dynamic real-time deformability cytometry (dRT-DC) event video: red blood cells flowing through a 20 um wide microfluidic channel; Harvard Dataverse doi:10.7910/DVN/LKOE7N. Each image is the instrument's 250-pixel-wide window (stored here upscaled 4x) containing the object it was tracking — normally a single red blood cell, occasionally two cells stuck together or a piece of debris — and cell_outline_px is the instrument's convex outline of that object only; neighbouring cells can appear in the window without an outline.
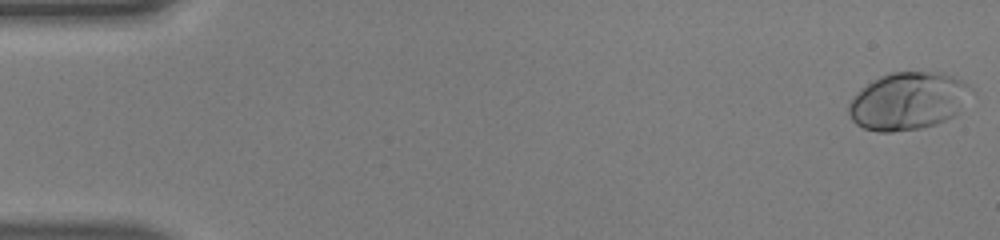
{"species": "human", "species_latin": "Homo sapiens", "temperature_condition": "warm", "stored_images_in_passage": 50, "camera_frame_rate_fps": 3000, "um_per_image_px": 0.085, "donor": {"sex": "male"}, "frame": {"image": 1, "passage_image": 1, "time_ms": 0.0, "image_size_px": [1000, 240], "cell_outline_px": [[972, 88], [960, 112], [936, 124], [924, 128], [892, 132], [880, 132], [864, 128], [856, 124], [852, 120], [848, 112], [848, 104], [860, 88], [872, 80], [880, 76], [892, 72], [940, 72], [952, 76], [968, 84]], "centroid_in_image_um": [77.16, 8.59], "position_along_channel_um": 7.8, "area_um2": 41.1}}
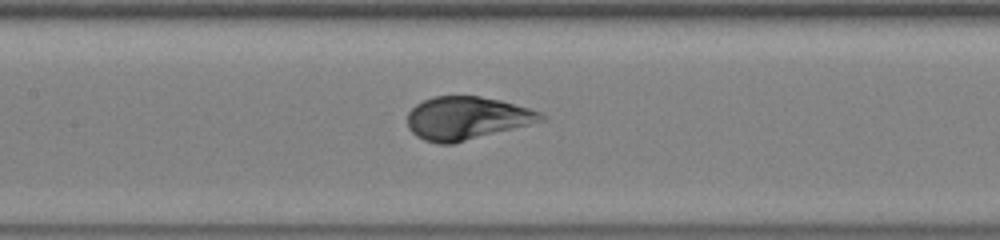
{"frame": {"image": 2, "passage_image": 24, "time_ms": 7.667, "image_size_px": [1000, 240], "cell_outline_px": [[548, 120], [452, 144], [436, 144], [424, 140], [416, 136], [408, 128], [408, 112], [416, 104], [432, 96], [480, 96], [500, 100], [528, 108], [540, 112], [548, 116]], "centroid_in_image_um": [39.69, 10.05], "position_along_channel_um": 167.7, "area_um2": 33.7}}
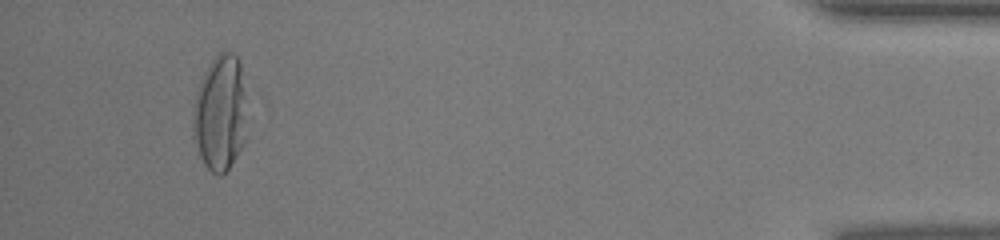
{"frame": {"image": 3, "passage_image": 47, "time_ms": 15.333, "image_size_px": [1000, 240], "cell_outline_px": [[244, 144], [228, 168], [220, 176], [216, 176], [204, 164], [200, 156], [192, 136], [192, 112], [196, 92], [200, 80], [204, 72], [212, 60], [220, 52], [232, 52], [240, 60], [244, 92]], "centroid_in_image_um": [18.67, 9.62], "position_along_channel_um": 416.5, "area_um2": 36.24}, "authors_computed_cell_mechanics": {"area_um2": 34.8823, "velocity_mm_per_s": 4.1306, "shape_relaxation_time_tau1_ms": 4.307, "shape_relaxation_time_tau2_ms": null, "deformation_change_tau1": 0.229, "deformation_change_tau2": null}}